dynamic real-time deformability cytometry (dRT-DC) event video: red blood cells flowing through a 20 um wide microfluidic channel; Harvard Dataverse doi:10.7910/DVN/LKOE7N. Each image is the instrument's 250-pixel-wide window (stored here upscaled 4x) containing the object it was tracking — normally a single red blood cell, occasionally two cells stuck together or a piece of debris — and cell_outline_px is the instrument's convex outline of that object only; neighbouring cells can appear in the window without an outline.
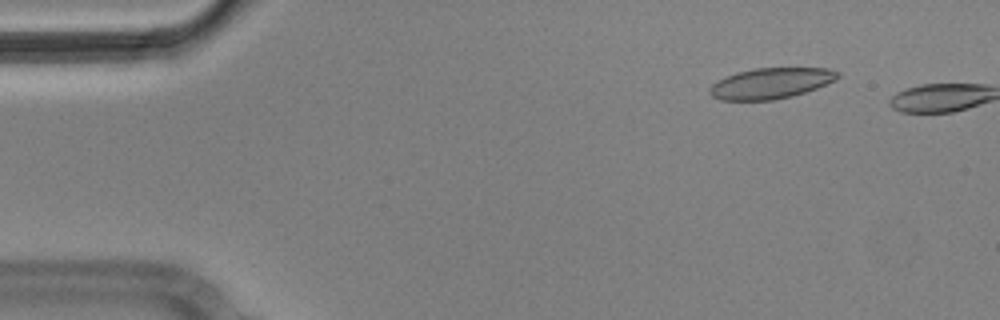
{"species": "Egyptian fruit bat (a non-hibernating species)", "species_latin": "Rousettus aegyptiacus", "temperature_condition": "cold", "stored_images_in_passage": 3, "camera_frame_rate_fps": 3000, "um_per_image_px": 0.085, "animal": {"sex": "male"}, "frame": {"image": 1, "passage_image": 2, "time_ms": 0.333, "image_size_px": [1000, 320], "cell_outline_px": [[840, 76], [836, 80], [816, 88], [792, 96], [772, 100], [720, 100], [712, 96], [708, 92], [708, 88], [712, 84], [736, 72], [756, 68], [828, 68], [840, 72]], "centroid_in_image_um": [65.53, 7.08], "position_along_channel_um": 19.5, "area_um2": 22.89}}